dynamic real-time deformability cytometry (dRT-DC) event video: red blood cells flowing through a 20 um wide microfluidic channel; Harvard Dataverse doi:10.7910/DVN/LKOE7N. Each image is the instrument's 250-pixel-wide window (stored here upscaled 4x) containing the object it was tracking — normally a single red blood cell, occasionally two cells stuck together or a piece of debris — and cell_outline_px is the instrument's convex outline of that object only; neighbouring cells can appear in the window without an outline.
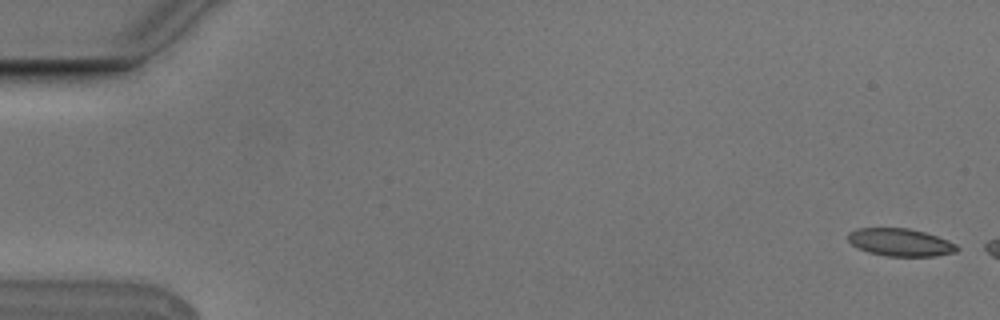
{"species": "Egyptian fruit bat (a non-hibernating species)", "species_latin": "Rousettus aegyptiacus", "temperature_condition": "cold", "stored_images_in_passage": 5, "camera_frame_rate_fps": 3000, "um_per_image_px": 0.085, "animal": {"sex": "male"}, "frame": {"image": 1, "passage_image": 1, "time_ms": 0.0, "image_size_px": [1000, 320], "cell_outline_px": [[960, 248], [956, 252], [936, 256], [888, 256], [868, 252], [852, 244], [848, 240], [848, 232], [856, 228], [908, 228], [924, 232], [948, 240], [956, 244]], "centroid_in_image_um": [76.54, 20.59], "position_along_channel_um": 8.5, "area_um2": 17.51}}